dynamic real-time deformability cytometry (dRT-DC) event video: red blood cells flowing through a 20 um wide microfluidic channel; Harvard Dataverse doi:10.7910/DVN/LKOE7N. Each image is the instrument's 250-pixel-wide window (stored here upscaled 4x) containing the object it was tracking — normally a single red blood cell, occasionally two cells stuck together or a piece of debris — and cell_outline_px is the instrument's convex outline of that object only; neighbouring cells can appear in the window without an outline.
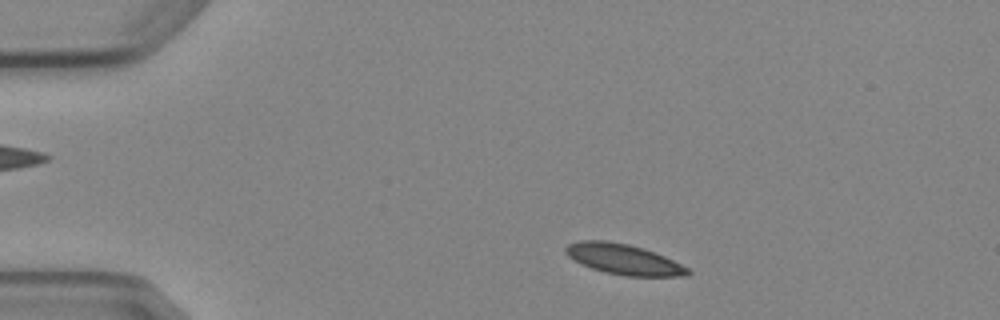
{"species": "Egyptian fruit bat (a non-hibernating species)", "species_latin": "Rousettus aegyptiacus", "temperature_condition": "cold", "stored_images_in_passage": 4, "segment_of_instrument_passage": [1, 2], "camera_frame_rate_fps": 3000, "um_per_image_px": 0.085, "animal": {"sex": "female"}, "frame": {"image": 1, "passage_image": 1, "time_ms": 0.0, "image_size_px": [1000, 320], "cell_outline_px": [[692, 272], [688, 276], [624, 276], [604, 272], [592, 268], [568, 256], [564, 252], [564, 248], [568, 244], [580, 240], [604, 240], [628, 244], [644, 248], [664, 256], [688, 268]], "centroid_in_image_um": [53.01, 22.03], "position_along_channel_um": 32.0, "area_um2": 21.56}}